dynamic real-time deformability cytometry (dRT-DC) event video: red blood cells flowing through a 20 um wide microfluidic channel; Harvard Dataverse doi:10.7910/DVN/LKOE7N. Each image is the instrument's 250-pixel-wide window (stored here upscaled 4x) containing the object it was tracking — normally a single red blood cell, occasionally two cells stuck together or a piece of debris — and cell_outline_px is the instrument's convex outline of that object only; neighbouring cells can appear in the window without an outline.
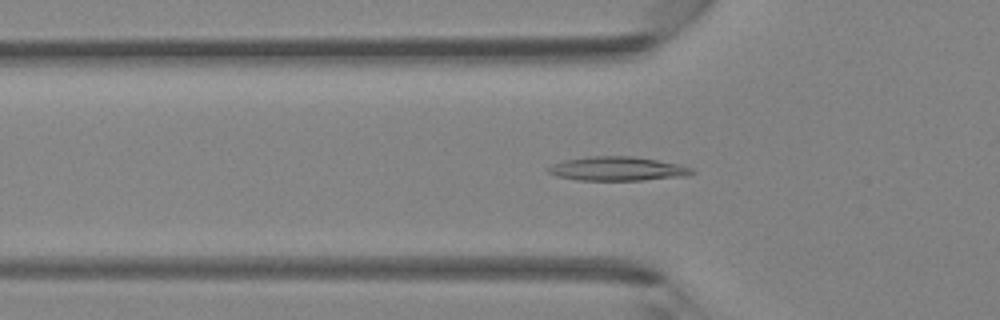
{"species": "Egyptian fruit bat (a non-hibernating species)", "species_latin": "Rousettus aegyptiacus", "temperature_condition": "room temperature", "stored_images_in_passage": 41, "camera_frame_rate_fps": 3000, "um_per_image_px": 0.085, "animal": {"sex": "female"}, "frame": {"image": 1, "passage_image": 13, "time_ms": 4.0, "image_size_px": [1000, 320], "cell_outline_px": [[696, 172], [688, 176], [644, 180], [576, 180], [556, 176], [548, 172], [548, 168], [552, 164], [564, 160], [588, 156], [636, 156], [680, 164], [692, 168]], "centroid_in_image_um": [52.52, 14.34], "position_along_channel_um": 73.3, "area_um2": 20.35}}
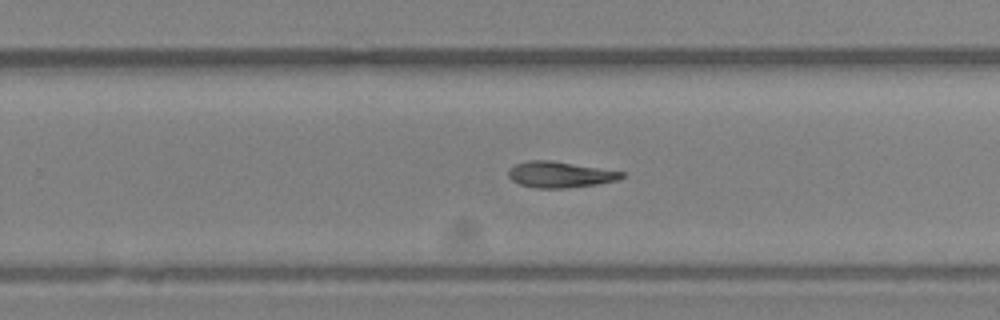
{"frame": {"image": 2, "passage_image": 26, "time_ms": 8.333, "image_size_px": [1000, 320], "cell_outline_px": [[624, 176], [616, 180], [596, 184], [564, 188], [536, 188], [520, 184], [512, 180], [508, 176], [508, 168], [516, 164], [528, 160], [548, 160], [624, 172]], "centroid_in_image_um": [47.54, 14.84], "position_along_channel_um": 282.3, "area_um2": 16.88}}
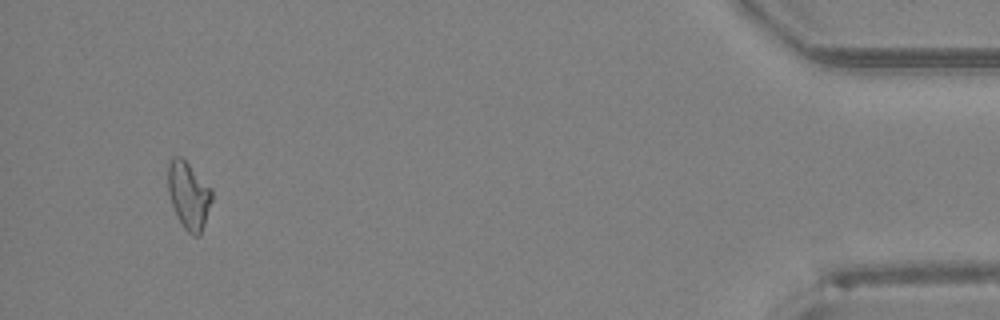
{"frame": {"image": 3, "passage_image": 39, "time_ms": 12.667, "image_size_px": [1000, 320], "cell_outline_px": [[212, 200], [200, 236], [192, 236], [184, 228], [172, 204], [168, 192], [168, 160], [172, 156], [180, 156], [212, 188]], "centroid_in_image_um": [16.03, 16.59], "position_along_channel_um": 419.2, "area_um2": 17.05}}